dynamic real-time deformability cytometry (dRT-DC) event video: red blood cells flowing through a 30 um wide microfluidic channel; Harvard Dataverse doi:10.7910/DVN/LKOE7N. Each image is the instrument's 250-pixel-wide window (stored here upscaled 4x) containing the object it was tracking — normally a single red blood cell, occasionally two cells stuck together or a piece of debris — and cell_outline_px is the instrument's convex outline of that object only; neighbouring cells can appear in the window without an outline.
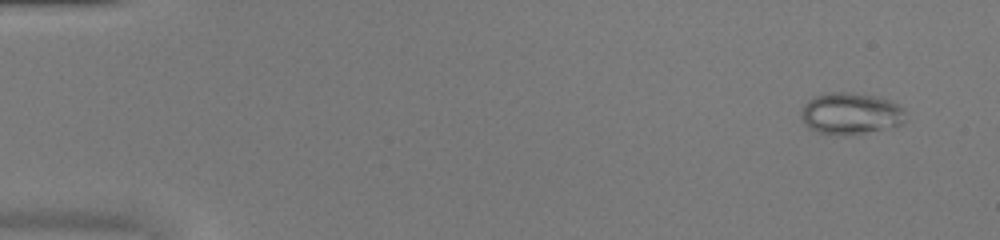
{"species": "common noctule bat (a hibernating species)", "species_latin": "Nyctalus noctula", "temperature_condition": "warm", "stored_images_in_passage": 52, "camera_frame_rate_fps": 3000, "um_per_image_px": 0.085, "animal": {"sex": "female", "body_mass_g": 20.0, "forearm_length_mm": 54.0}, "frame": {"image": 1, "passage_image": 4, "time_ms": 1.0, "image_size_px": [1000, 240], "cell_outline_px": [[908, 120], [900, 124], [864, 132], [820, 132], [808, 128], [800, 116], [800, 112], [804, 104], [812, 96], [828, 92], [848, 92], [872, 96], [888, 100], [904, 108]], "centroid_in_image_um": [72.28, 9.59], "position_along_channel_um": 12.7, "area_um2": 24.62}}
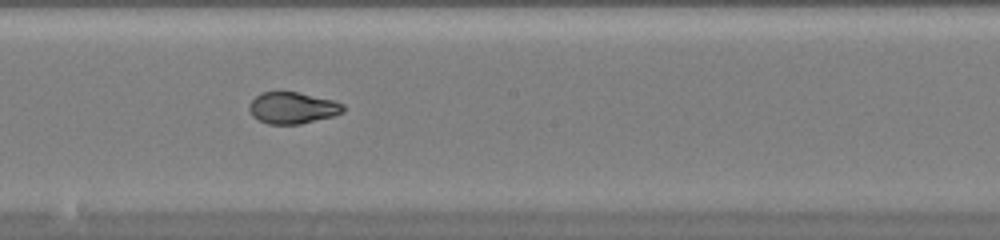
{"frame": {"image": 2, "passage_image": 30, "time_ms": 9.667, "image_size_px": [1000, 240], "cell_outline_px": [[344, 112], [332, 116], [300, 124], [268, 124], [252, 116], [248, 108], [248, 104], [260, 92], [296, 92], [332, 100], [344, 104]], "centroid_in_image_um": [24.84, 9.17], "position_along_channel_um": 223.4, "area_um2": 17.17}}
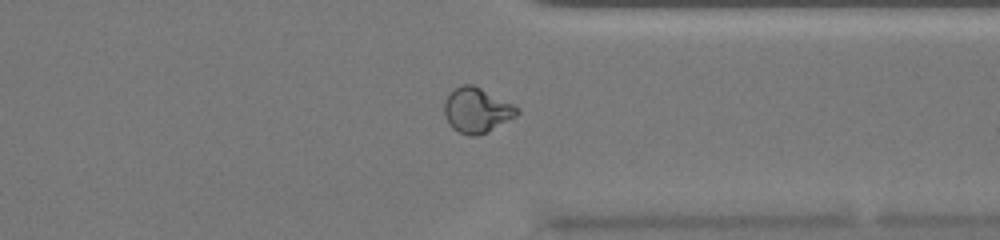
{"frame": {"image": 3, "passage_image": 41, "time_ms": 13.333, "image_size_px": [1000, 240], "cell_outline_px": [[520, 112], [516, 116], [488, 132], [476, 136], [472, 136], [460, 132], [452, 128], [448, 124], [444, 112], [444, 104], [448, 96], [456, 88], [464, 84], [472, 84], [520, 108]], "centroid_in_image_um": [40.53, 9.39], "position_along_channel_um": 370.9, "area_um2": 18.79}}